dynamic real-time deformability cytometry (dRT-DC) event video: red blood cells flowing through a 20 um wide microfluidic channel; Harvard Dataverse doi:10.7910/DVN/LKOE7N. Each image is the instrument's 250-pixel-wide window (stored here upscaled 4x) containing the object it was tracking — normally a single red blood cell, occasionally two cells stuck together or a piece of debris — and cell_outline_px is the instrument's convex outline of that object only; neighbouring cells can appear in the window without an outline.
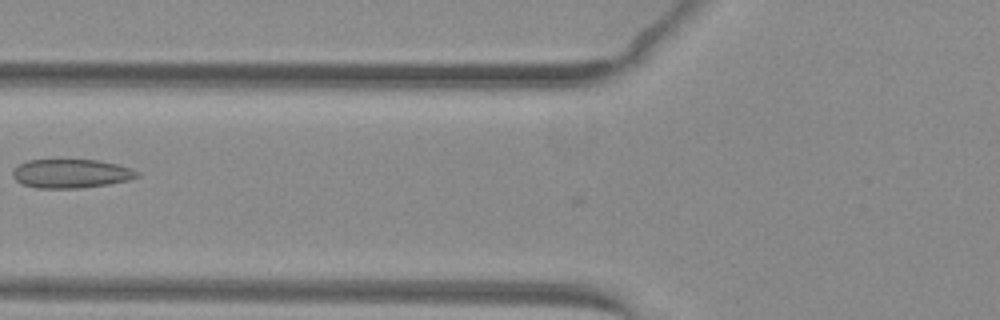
{"species": "common noctule bat (a hibernating species)", "species_latin": "Nyctalus noctula", "temperature_condition": "warm", "stored_images_in_passage": 11, "camera_frame_rate_fps": 3000, "um_per_image_px": 0.085, "animal": {"sex": "female", "body_mass_g": 29.2, "forearm_length_mm": 56.3}, "frame": {"image": 1, "passage_image": 3, "time_ms": 0.667, "image_size_px": [1000, 320], "cell_outline_px": [[140, 176], [128, 180], [108, 184], [80, 188], [36, 188], [20, 184], [12, 176], [12, 172], [20, 164], [28, 160], [100, 160], [116, 164], [140, 172]], "centroid_in_image_um": [6.03, 14.76], "position_along_channel_um": 119.8, "area_um2": 20.87}}
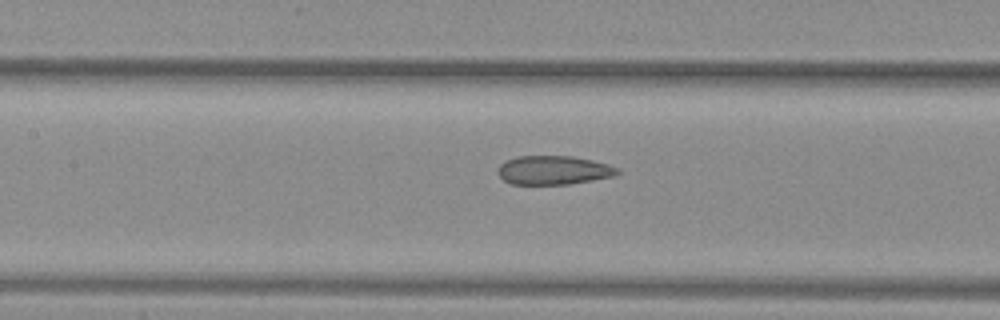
{"frame": {"image": 2, "passage_image": 6, "time_ms": 1.667, "image_size_px": [1000, 320], "cell_outline_px": [[620, 172], [616, 176], [568, 184], [512, 184], [504, 180], [500, 176], [500, 164], [516, 156], [572, 156], [592, 160], [608, 164], [620, 168]], "centroid_in_image_um": [47.12, 14.46], "position_along_channel_um": 160.3, "area_um2": 20.0}}
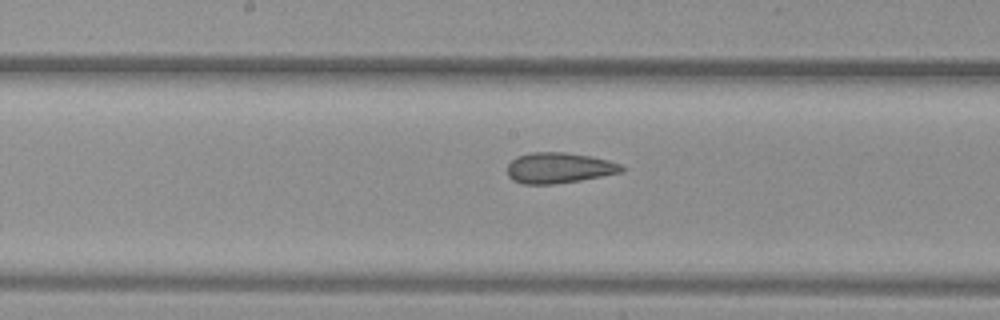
{"frame": {"image": 3, "passage_image": 9, "time_ms": 2.667, "image_size_px": [1000, 320], "cell_outline_px": [[624, 172], [580, 180], [552, 184], [524, 184], [512, 180], [508, 176], [508, 164], [516, 156], [532, 152], [564, 152], [592, 156], [608, 160], [620, 164], [624, 168]], "centroid_in_image_um": [47.51, 14.26], "position_along_channel_um": 200.7, "area_um2": 20.46}}